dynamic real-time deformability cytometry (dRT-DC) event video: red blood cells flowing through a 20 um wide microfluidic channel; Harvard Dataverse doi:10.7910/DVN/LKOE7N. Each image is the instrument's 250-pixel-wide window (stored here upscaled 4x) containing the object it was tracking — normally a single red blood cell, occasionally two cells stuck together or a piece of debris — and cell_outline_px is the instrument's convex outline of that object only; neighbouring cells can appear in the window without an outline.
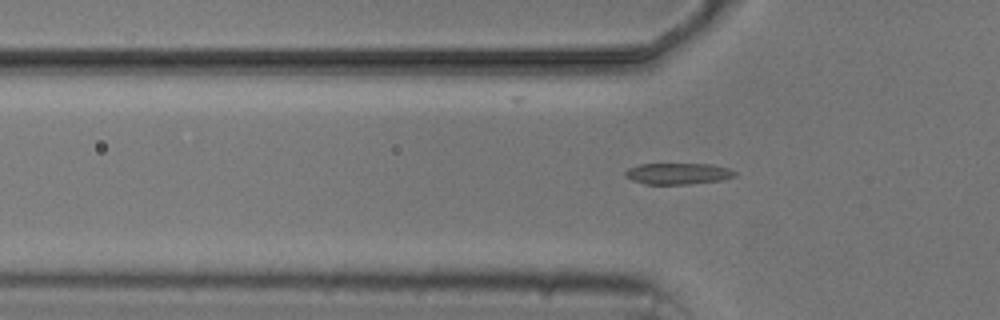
{"species": "common noctule bat (a hibernating species)", "species_latin": "Nyctalus noctula", "temperature_condition": "cold", "stored_images_in_passage": 7, "camera_frame_rate_fps": 3000, "um_per_image_px": 0.085, "animal": {"sex": "male", "body_mass_g": 20.5, "forearm_length_mm": 52.5}, "frame": {"image": 1, "passage_image": 7, "time_ms": 7.0, "image_size_px": [1000, 320], "cell_outline_px": [[736, 176], [724, 180], [688, 184], [644, 184], [632, 180], [624, 176], [624, 172], [628, 168], [640, 164], [712, 164], [728, 168], [736, 172]], "centroid_in_image_um": [57.63, 14.76], "position_along_channel_um": 68.2, "area_um2": 13.7}}